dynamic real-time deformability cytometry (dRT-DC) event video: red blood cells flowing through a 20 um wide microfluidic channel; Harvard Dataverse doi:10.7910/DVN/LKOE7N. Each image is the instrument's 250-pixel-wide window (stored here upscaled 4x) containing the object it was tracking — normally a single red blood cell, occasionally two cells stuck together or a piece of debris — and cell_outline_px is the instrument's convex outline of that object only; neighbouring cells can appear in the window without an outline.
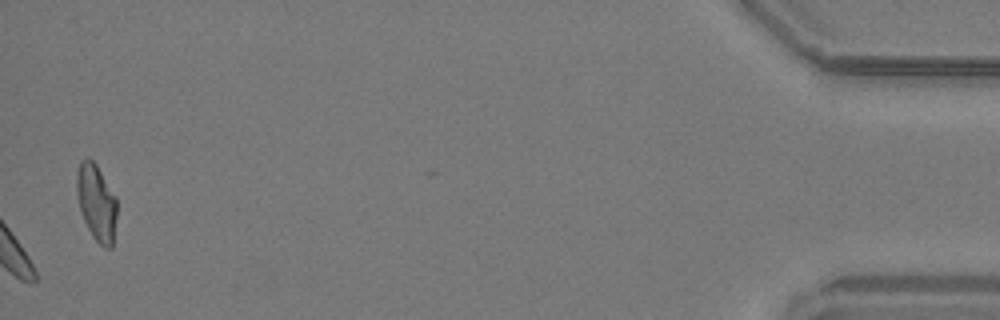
{"species": "common noctule bat (a hibernating species)", "species_latin": "Nyctalus noctula", "temperature_condition": "warm", "stored_images_in_passage": 31, "camera_frame_rate_fps": 3000, "um_per_image_px": 0.085, "animal": {"sex": "male", "body_mass_g": 19.2, "forearm_length_mm": 51.8}, "frame": {"image": 1, "passage_image": 31, "time_ms": 10.0, "image_size_px": [1000, 320], "cell_outline_px": [[116, 216], [112, 248], [104, 248], [92, 236], [80, 212], [76, 196], [76, 172], [80, 160], [88, 156], [96, 164], [116, 196]], "centroid_in_image_um": [8.17, 17.18], "position_along_channel_um": 427.0, "area_um2": 18.15}}